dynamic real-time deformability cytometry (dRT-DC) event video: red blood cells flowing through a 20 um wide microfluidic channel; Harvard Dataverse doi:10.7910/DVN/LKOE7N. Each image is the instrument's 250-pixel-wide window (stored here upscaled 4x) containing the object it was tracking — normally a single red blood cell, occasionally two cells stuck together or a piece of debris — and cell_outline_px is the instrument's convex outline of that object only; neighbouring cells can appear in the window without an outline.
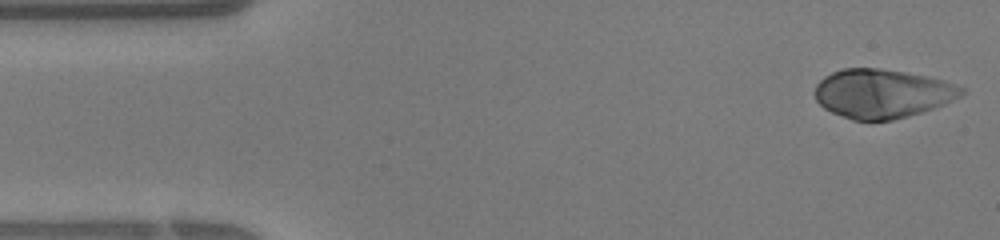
{"species": "human", "species_latin": "Homo sapiens", "temperature_condition": "warm", "stored_images_in_passage": 38, "camera_frame_rate_fps": 3000, "um_per_image_px": 0.085, "donor": {"sex": "female"}, "frame": {"image": 1, "passage_image": 1, "time_ms": 0.0, "image_size_px": [1000, 240], "cell_outline_px": [[964, 92], [960, 96], [944, 104], [908, 116], [892, 120], [852, 120], [832, 112], [824, 108], [816, 100], [812, 92], [816, 84], [824, 76], [832, 72], [844, 68], [880, 68], [904, 72], [944, 80], [964, 88]], "centroid_in_image_um": [74.94, 7.95], "position_along_channel_um": 10.1, "area_um2": 41.67}}
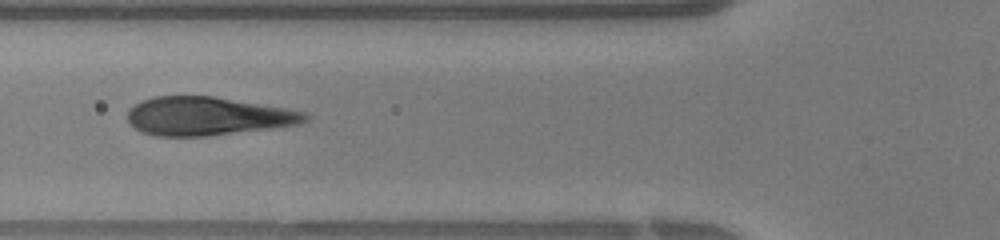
{"frame": {"image": 2, "passage_image": 13, "time_ms": 4.0, "image_size_px": [1000, 240], "cell_outline_px": [[312, 116], [308, 120], [300, 124], [272, 128], [208, 136], [156, 136], [144, 132], [136, 128], [128, 120], [128, 112], [140, 100], [152, 96], [212, 96], [308, 112]], "centroid_in_image_um": [17.68, 9.87], "position_along_channel_um": 108.1, "area_um2": 39.65}}
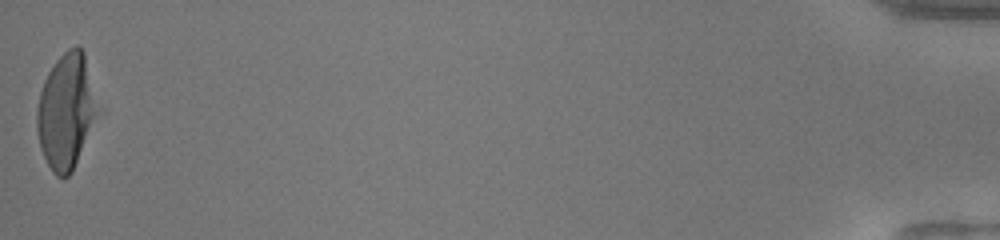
{"frame": {"image": 3, "passage_image": 38, "time_ms": 12.333, "image_size_px": [1000, 240], "cell_outline_px": [[96, 112], [72, 172], [64, 180], [56, 176], [52, 172], [40, 148], [36, 132], [36, 108], [40, 92], [44, 80], [48, 72], [56, 60], [68, 48], [76, 44], [84, 52]], "centroid_in_image_um": [5.52, 9.48], "position_along_channel_um": 429.7, "area_um2": 39.42}}